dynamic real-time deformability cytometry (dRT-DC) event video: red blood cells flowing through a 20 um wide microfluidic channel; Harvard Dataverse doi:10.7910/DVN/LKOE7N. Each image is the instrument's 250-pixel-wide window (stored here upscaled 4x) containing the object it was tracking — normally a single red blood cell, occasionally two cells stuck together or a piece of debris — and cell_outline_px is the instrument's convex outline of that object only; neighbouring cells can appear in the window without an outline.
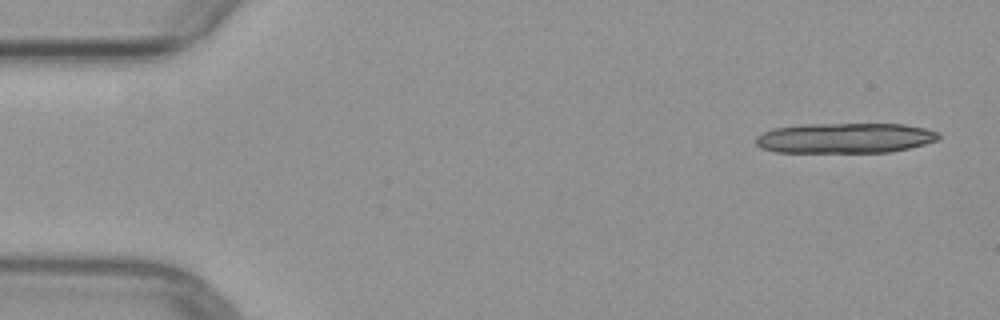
{"species": "common noctule bat (a hibernating species)", "species_latin": "Nyctalus noctula", "temperature_condition": "warm", "stored_images_in_passage": 5, "camera_frame_rate_fps": 3000, "um_per_image_px": 0.085, "animal": {"sex": "female", "body_mass_g": 29.2, "forearm_length_mm": 56.3}, "frame": {"image": 1, "passage_image": 1, "time_ms": 0.0, "image_size_px": [1000, 320], "cell_outline_px": [[940, 136], [936, 140], [924, 144], [892, 152], [776, 152], [760, 148], [756, 144], [756, 136], [764, 132], [776, 128], [804, 124], [904, 124], [924, 128], [940, 132]], "centroid_in_image_um": [71.83, 11.73], "position_along_channel_um": 13.2, "area_um2": 32.14}}
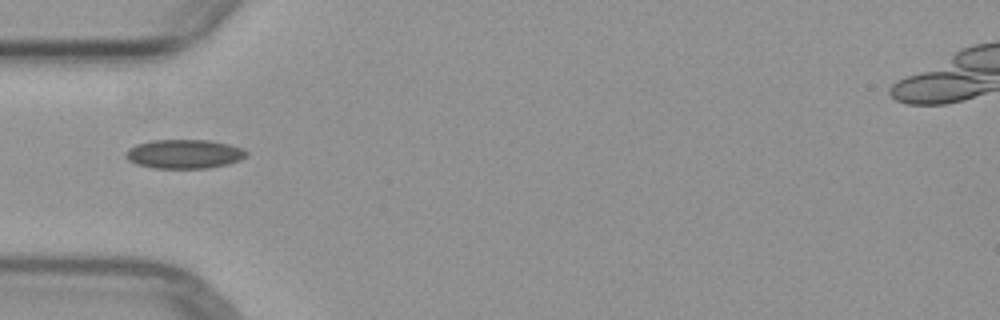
{"frame": {"image": 2, "passage_image": 4, "time_ms": 4.667, "image_size_px": [1000, 320], "cell_outline_px": [[248, 156], [240, 160], [228, 164], [208, 168], [152, 168], [136, 164], [128, 160], [124, 156], [128, 148], [136, 144], [152, 140], [208, 140], [228, 144], [240, 148], [248, 152]], "centroid_in_image_um": [15.64, 13.09], "position_along_channel_um": 69.4, "area_um2": 20.52}}
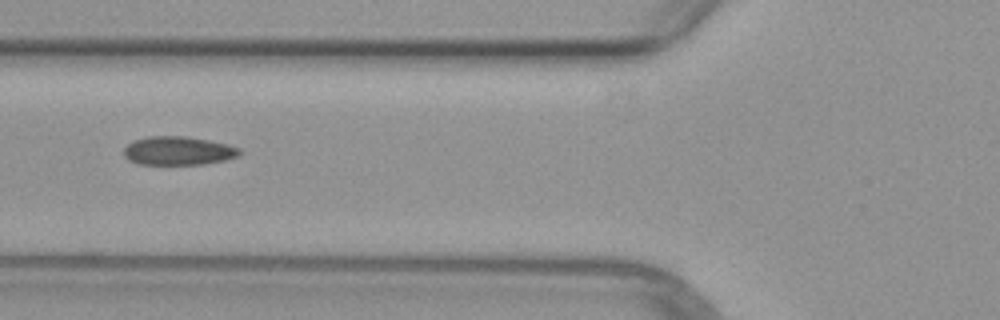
{"frame": {"image": 3, "passage_image": 5, "time_ms": 5.667, "image_size_px": [1000, 320], "cell_outline_px": [[240, 156], [224, 160], [204, 164], [136, 164], [128, 160], [124, 156], [124, 148], [128, 144], [136, 140], [148, 136], [184, 136], [208, 140], [228, 144], [240, 148]], "centroid_in_image_um": [15.15, 12.82], "position_along_channel_um": 110.6, "area_um2": 19.31}}